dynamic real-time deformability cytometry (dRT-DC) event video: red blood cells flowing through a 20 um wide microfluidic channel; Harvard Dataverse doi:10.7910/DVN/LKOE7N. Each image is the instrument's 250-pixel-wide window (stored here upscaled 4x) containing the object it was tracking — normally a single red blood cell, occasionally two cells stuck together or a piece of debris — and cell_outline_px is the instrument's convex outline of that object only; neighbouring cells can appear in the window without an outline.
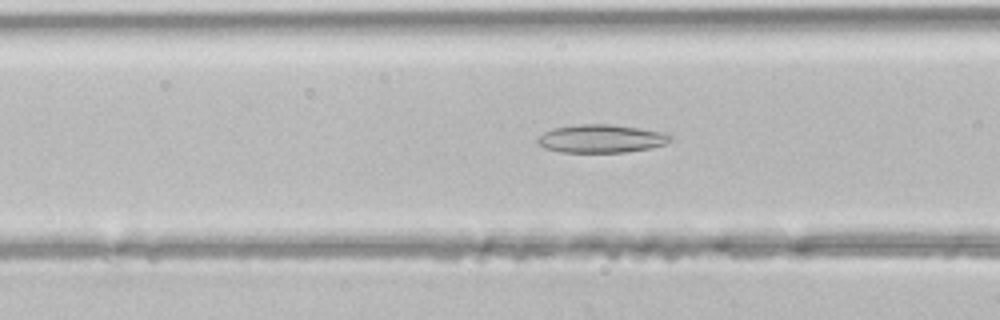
{"species": "common noctule bat (a hibernating species)", "species_latin": "Nyctalus noctula", "temperature_condition": "room temperature", "stored_images_in_passage": 32, "camera_frame_rate_fps": 3000, "um_per_image_px": 0.085, "animal": {"sex": "male", "body_mass_g": 21.5, "forearm_length_mm": 52.0}, "frame": {"image": 1, "passage_image": 4, "time_ms": 1.0, "image_size_px": [1000, 320], "cell_outline_px": [[672, 140], [664, 144], [648, 148], [624, 152], [560, 152], [544, 148], [536, 140], [544, 132], [552, 128], [580, 124], [608, 124], [664, 132], [672, 136]], "centroid_in_image_um": [51.08, 11.78], "position_along_channel_um": 115.5, "area_um2": 21.56}}
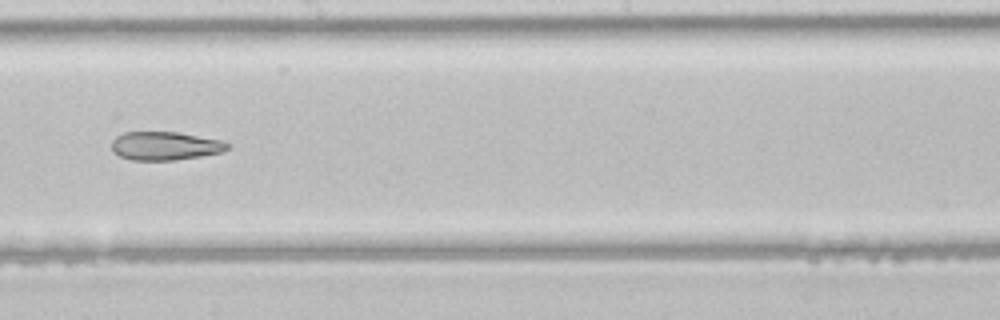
{"frame": {"image": 2, "passage_image": 12, "time_ms": 3.667, "image_size_px": [1000, 320], "cell_outline_px": [[228, 148], [224, 152], [176, 160], [132, 160], [120, 156], [112, 152], [112, 140], [116, 136], [124, 132], [176, 132], [224, 140], [228, 144]], "centroid_in_image_um": [14.03, 12.4], "position_along_channel_um": 234.2, "area_um2": 19.31}}
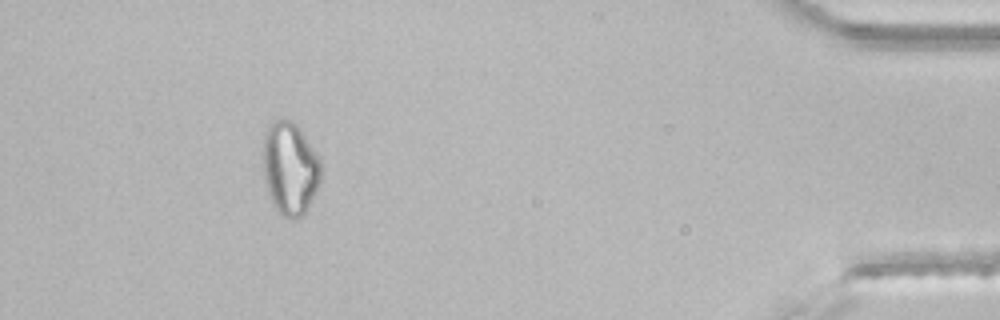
{"frame": {"image": 3, "passage_image": 28, "time_ms": 9.0, "image_size_px": [1000, 320], "cell_outline_px": [[320, 180], [308, 208], [304, 216], [288, 220], [280, 216], [268, 192], [264, 180], [264, 132], [268, 124], [276, 120], [288, 120], [296, 124], [300, 128], [320, 156]], "centroid_in_image_um": [24.66, 14.32], "position_along_channel_um": 410.5, "area_um2": 31.44}}